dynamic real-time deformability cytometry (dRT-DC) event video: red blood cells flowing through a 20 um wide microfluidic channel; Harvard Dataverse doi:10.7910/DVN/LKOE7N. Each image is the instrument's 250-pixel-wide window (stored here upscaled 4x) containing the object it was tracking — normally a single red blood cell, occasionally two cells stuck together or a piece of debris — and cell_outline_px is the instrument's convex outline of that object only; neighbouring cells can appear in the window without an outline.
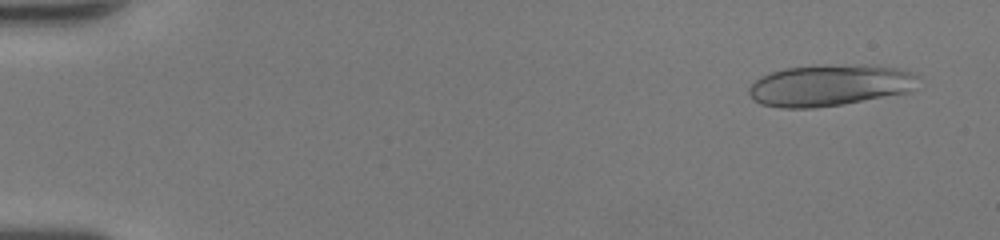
{"species": "human", "species_latin": "Homo sapiens", "temperature_condition": "room temperature", "stored_images_in_passage": 48, "camera_frame_rate_fps": 3000, "um_per_image_px": 0.085, "donor": {"sex": "female"}, "frame": {"image": 1, "passage_image": 3, "time_ms": 0.667, "image_size_px": [1000, 240], "cell_outline_px": [[920, 76], [912, 92], [844, 104], [812, 108], [780, 108], [760, 104], [752, 100], [748, 92], [748, 88], [760, 76], [784, 68], [860, 64], [864, 64], [900, 68], [912, 72]], "centroid_in_image_um": [70.56, 7.26], "position_along_channel_um": 14.4, "area_um2": 41.27}}
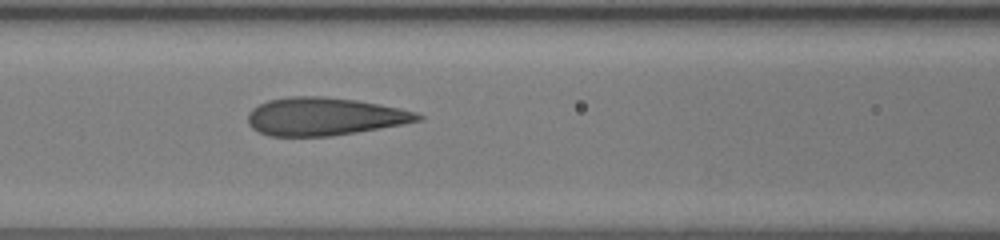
{"frame": {"image": 2, "passage_image": 22, "time_ms": 7.0, "image_size_px": [1000, 240], "cell_outline_px": [[424, 120], [380, 128], [332, 136], [268, 136], [252, 128], [248, 124], [248, 112], [252, 108], [268, 100], [292, 96], [324, 96], [356, 100], [380, 104], [400, 108], [416, 112], [424, 116]], "centroid_in_image_um": [27.58, 9.9], "position_along_channel_um": 139.0, "area_um2": 37.63}}
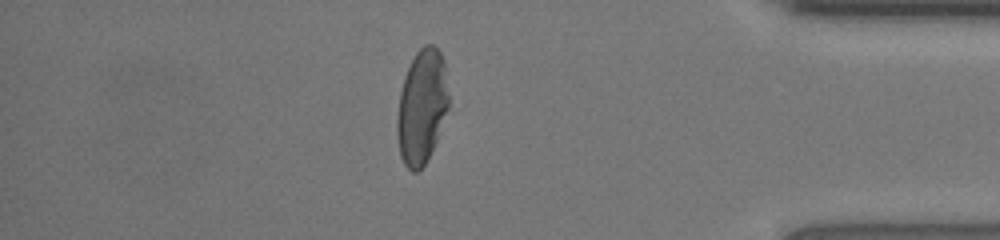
{"frame": {"image": 3, "passage_image": 42, "time_ms": 13.667, "image_size_px": [1000, 240], "cell_outline_px": [[448, 108], [436, 140], [428, 160], [416, 172], [412, 172], [404, 164], [400, 156], [396, 132], [396, 116], [400, 92], [404, 76], [416, 52], [424, 44], [432, 44], [440, 52], [444, 60], [448, 96]], "centroid_in_image_um": [35.83, 9.08], "position_along_channel_um": 399.4, "area_um2": 34.33}, "authors_computed_cell_mechanics": {"area_um2": 37.7723, "velocity_mm_per_s": 4.3304, "shape_relaxation_time_tau1_ms": 5.3486, "shape_relaxation_time_tau2_ms": 0.8623, "deformation_change_tau1": 0.2044, "deformation_change_tau2": 0.0946}}